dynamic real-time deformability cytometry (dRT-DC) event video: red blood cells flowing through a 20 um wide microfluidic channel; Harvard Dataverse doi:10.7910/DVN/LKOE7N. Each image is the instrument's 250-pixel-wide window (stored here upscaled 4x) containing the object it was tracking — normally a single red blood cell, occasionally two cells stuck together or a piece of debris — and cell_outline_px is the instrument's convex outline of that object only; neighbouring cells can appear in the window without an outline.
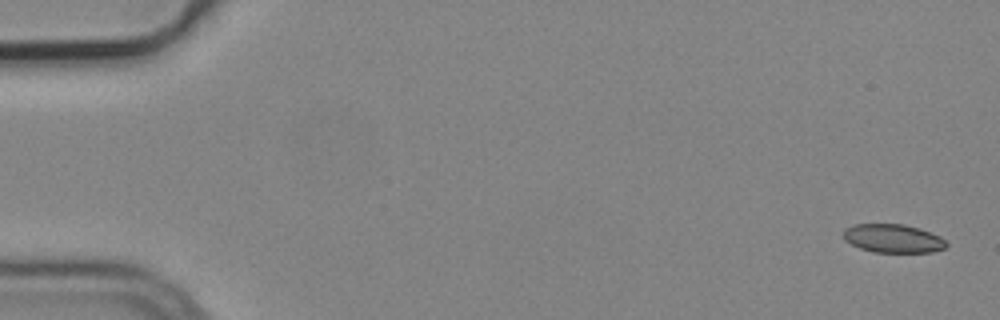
{"species": "common noctule bat (a hibernating species)", "species_latin": "Nyctalus noctula", "temperature_condition": "cold", "stored_images_in_passage": 6, "segment_of_instrument_passage": [1, 2], "camera_frame_rate_fps": 3000, "um_per_image_px": 0.085, "animal": {"sex": "male", "body_mass_g": 19.2, "forearm_length_mm": 51.8}, "frame": {"image": 1, "passage_image": 1, "time_ms": 0.0, "image_size_px": [1000, 320], "cell_outline_px": [[948, 244], [944, 248], [932, 252], [872, 252], [860, 248], [844, 240], [844, 228], [852, 224], [904, 224], [920, 228], [940, 236]], "centroid_in_image_um": [75.9, 20.26], "position_along_channel_um": 9.1, "area_um2": 17.17}}
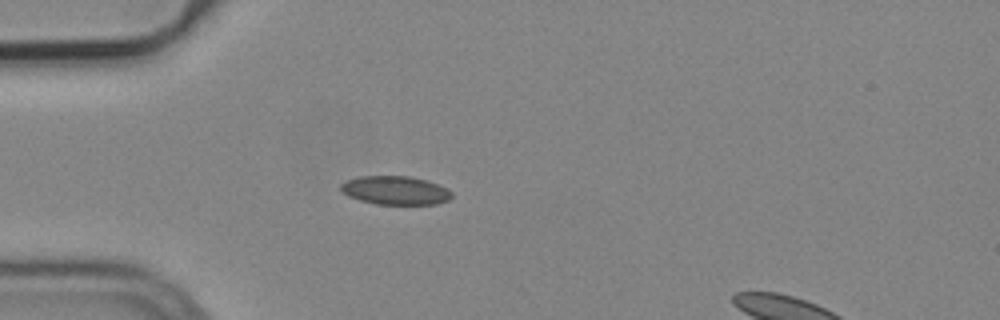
{"frame": {"image": 2, "passage_image": 5, "time_ms": 1.333, "image_size_px": [1000, 320], "cell_outline_px": [[452, 196], [448, 200], [436, 204], [376, 204], [360, 200], [348, 196], [340, 188], [340, 184], [348, 180], [360, 176], [408, 176], [424, 180], [448, 188], [452, 192]], "centroid_in_image_um": [33.61, 16.18], "position_along_channel_um": 51.4, "area_um2": 18.32}}